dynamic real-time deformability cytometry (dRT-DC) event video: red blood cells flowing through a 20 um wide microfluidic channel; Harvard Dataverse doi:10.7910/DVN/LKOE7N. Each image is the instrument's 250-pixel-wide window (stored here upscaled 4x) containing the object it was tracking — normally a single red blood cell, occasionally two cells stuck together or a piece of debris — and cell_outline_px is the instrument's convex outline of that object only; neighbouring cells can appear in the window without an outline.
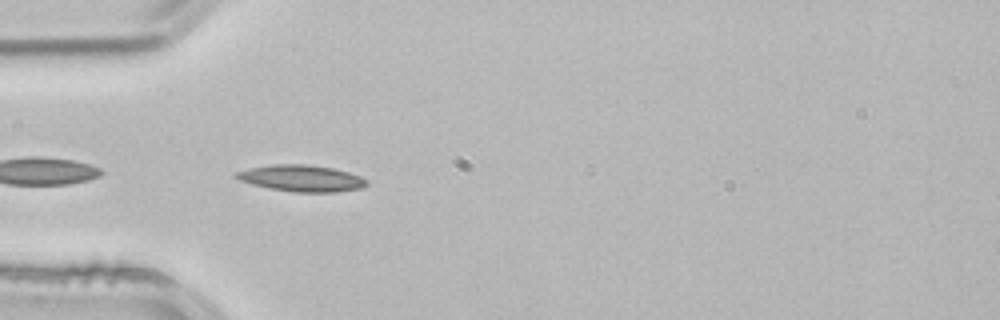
{"species": "common noctule bat (a hibernating species)", "species_latin": "Nyctalus noctula", "temperature_condition": "room temperature", "stored_images_in_passage": 4, "camera_frame_rate_fps": 3000, "um_per_image_px": 0.085, "animal": {"sex": "male", "body_mass_g": 21.5, "forearm_length_mm": 52.0}, "frame": {"image": 1, "passage_image": 4, "time_ms": 1.0, "image_size_px": [1000, 320], "cell_outline_px": [[368, 184], [360, 188], [336, 192], [296, 192], [268, 188], [252, 184], [240, 180], [232, 176], [236, 172], [248, 168], [272, 164], [304, 164], [332, 168], [348, 172], [360, 176], [368, 180]], "centroid_in_image_um": [25.6, 15.15], "position_along_channel_um": 59.4, "area_um2": 20.11}}